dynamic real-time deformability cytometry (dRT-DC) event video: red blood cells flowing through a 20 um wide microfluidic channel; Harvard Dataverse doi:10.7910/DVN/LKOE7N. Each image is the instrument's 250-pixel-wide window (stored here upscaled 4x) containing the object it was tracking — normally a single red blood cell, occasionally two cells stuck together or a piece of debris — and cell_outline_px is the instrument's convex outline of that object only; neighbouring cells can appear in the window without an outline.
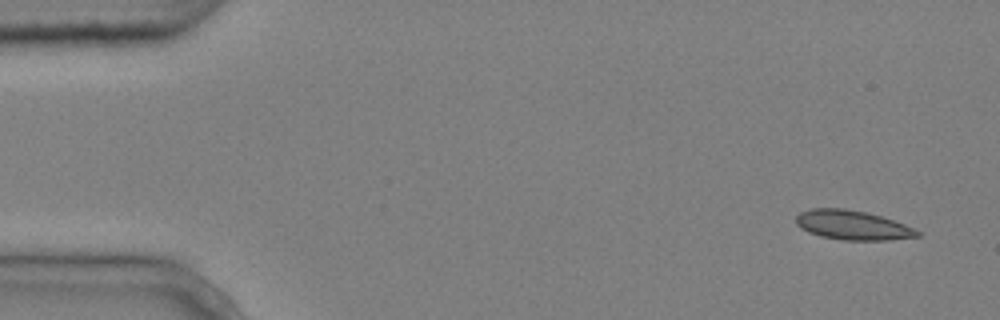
{"species": "common noctule bat (a hibernating species)", "species_latin": "Nyctalus noctula", "temperature_condition": "cold", "stored_images_in_passage": 8, "camera_frame_rate_fps": 3000, "um_per_image_px": 0.085, "animal": {"sex": "male", "body_mass_g": 20.4}, "frame": {"image": 1, "passage_image": 1, "time_ms": 0.0, "image_size_px": [1000, 320], "cell_outline_px": [[920, 236], [888, 240], [844, 240], [820, 236], [808, 232], [800, 228], [796, 224], [796, 216], [800, 212], [812, 208], [844, 208], [864, 212], [880, 216], [904, 224], [920, 232]], "centroid_in_image_um": [72.42, 19.14], "position_along_channel_um": 12.6, "area_um2": 20.63}}
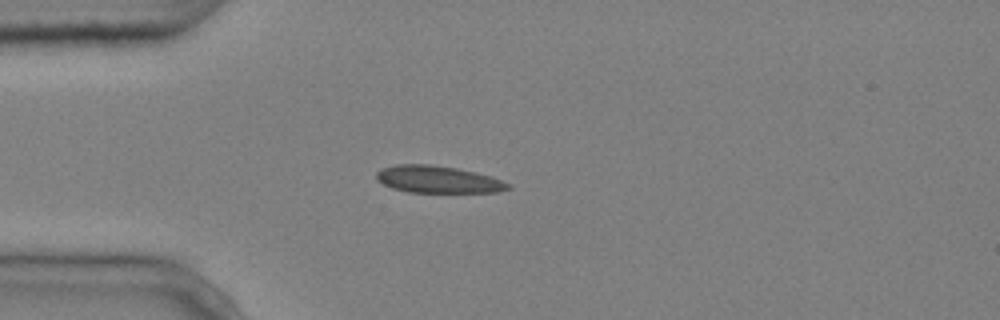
{"frame": {"image": 2, "passage_image": 4, "time_ms": 1.0, "image_size_px": [1000, 320], "cell_outline_px": [[512, 188], [496, 192], [408, 192], [392, 188], [376, 180], [376, 172], [384, 168], [396, 164], [428, 164], [456, 168], [492, 176], [512, 184]], "centroid_in_image_um": [37.25, 15.25], "position_along_channel_um": 47.8, "area_um2": 20.81}}